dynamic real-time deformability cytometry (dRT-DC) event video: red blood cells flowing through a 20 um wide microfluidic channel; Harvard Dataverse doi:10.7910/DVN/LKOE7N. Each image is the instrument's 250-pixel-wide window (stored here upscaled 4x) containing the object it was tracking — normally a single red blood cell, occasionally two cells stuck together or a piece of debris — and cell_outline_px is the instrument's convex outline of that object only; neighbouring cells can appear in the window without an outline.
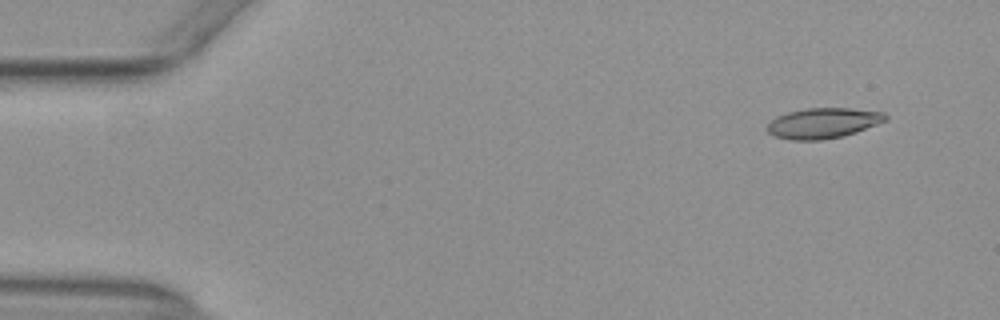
{"species": "common noctule bat (a hibernating species)", "species_latin": "Nyctalus noctula", "temperature_condition": "warm", "stored_images_in_passage": 52, "camera_frame_rate_fps": 3000, "um_per_image_px": 0.085, "animal": {"sex": "female", "body_mass_g": 29.2, "forearm_length_mm": 56.3}, "frame": {"image": 1, "passage_image": 3, "time_ms": 0.667, "image_size_px": [1000, 320], "cell_outline_px": [[888, 120], [856, 132], [844, 136], [820, 140], [792, 140], [772, 136], [764, 128], [776, 116], [788, 112], [804, 108], [848, 108], [884, 112], [888, 116]], "centroid_in_image_um": [69.94, 10.46], "position_along_channel_um": 15.1, "area_um2": 21.15}}
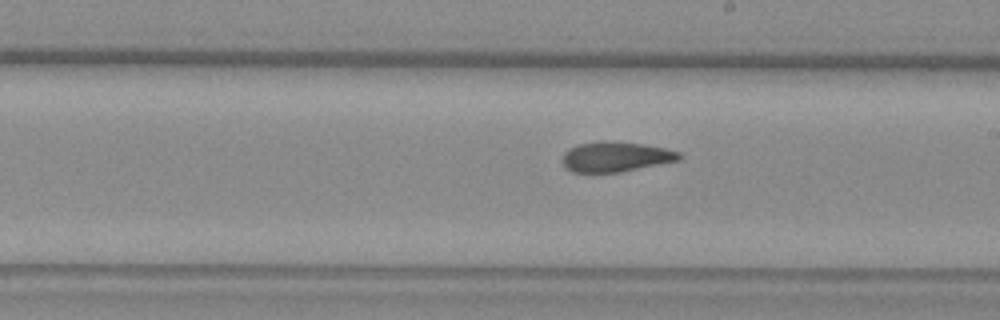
{"frame": {"image": 2, "passage_image": 29, "time_ms": 9.333, "image_size_px": [1000, 320], "cell_outline_px": [[684, 156], [680, 160], [620, 172], [572, 172], [564, 168], [560, 160], [564, 152], [568, 148], [580, 144], [600, 140], [616, 140], [664, 148], [680, 152]], "centroid_in_image_um": [52.29, 13.31], "position_along_channel_um": 236.7, "area_um2": 20.81}}
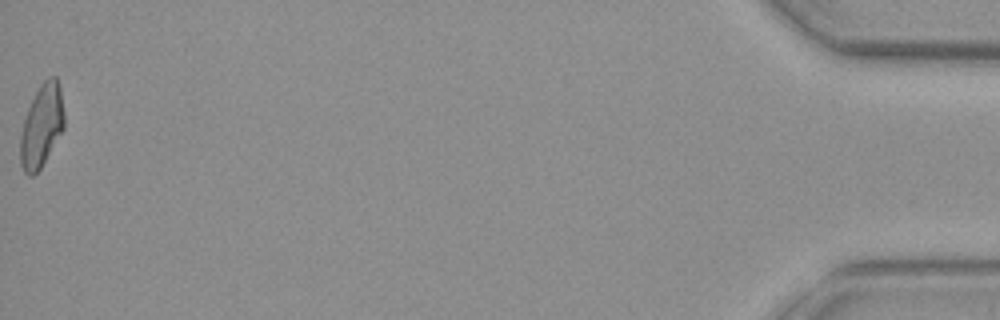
{"frame": {"image": 3, "passage_image": 52, "time_ms": 17.0, "image_size_px": [1000, 320], "cell_outline_px": [[64, 128], [40, 168], [32, 176], [28, 176], [24, 172], [20, 164], [20, 136], [24, 120], [28, 108], [40, 84], [48, 76], [56, 76], [60, 88], [64, 112]], "centroid_in_image_um": [3.53, 10.69], "position_along_channel_um": 431.7, "area_um2": 20.98}, "authors_computed_cell_mechanics": {"area_um2": 21.0392, "velocity_mm_per_s": 3.9196, "shape_relaxation_time_tau1_ms": null, "shape_relaxation_time_tau2_ms": 3.8495, "deformation_change_tau1": null, "deformation_change_tau2": 0.1117}}